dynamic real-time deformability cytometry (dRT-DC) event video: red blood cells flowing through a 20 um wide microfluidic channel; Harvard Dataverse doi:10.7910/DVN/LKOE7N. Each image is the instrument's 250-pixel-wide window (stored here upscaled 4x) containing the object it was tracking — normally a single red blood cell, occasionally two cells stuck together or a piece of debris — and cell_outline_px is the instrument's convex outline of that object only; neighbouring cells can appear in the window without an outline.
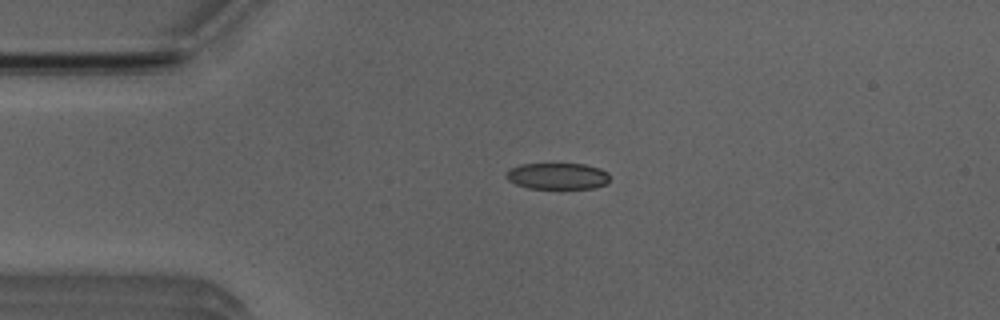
{"species": "Egyptian fruit bat (a non-hibernating species)", "species_latin": "Rousettus aegyptiacus", "temperature_condition": "room temperature", "stored_images_in_passage": 3, "camera_frame_rate_fps": 3000, "um_per_image_px": 0.085, "animal": {"sex": "male"}, "frame": {"image": 1, "passage_image": 2, "time_ms": 1.333, "image_size_px": [1000, 320], "cell_outline_px": [[608, 180], [604, 184], [592, 188], [528, 188], [516, 184], [508, 180], [504, 176], [504, 172], [508, 168], [520, 164], [584, 164], [600, 168], [608, 172]], "centroid_in_image_um": [47.32, 14.95], "position_along_channel_um": 37.7, "area_um2": 15.95}}